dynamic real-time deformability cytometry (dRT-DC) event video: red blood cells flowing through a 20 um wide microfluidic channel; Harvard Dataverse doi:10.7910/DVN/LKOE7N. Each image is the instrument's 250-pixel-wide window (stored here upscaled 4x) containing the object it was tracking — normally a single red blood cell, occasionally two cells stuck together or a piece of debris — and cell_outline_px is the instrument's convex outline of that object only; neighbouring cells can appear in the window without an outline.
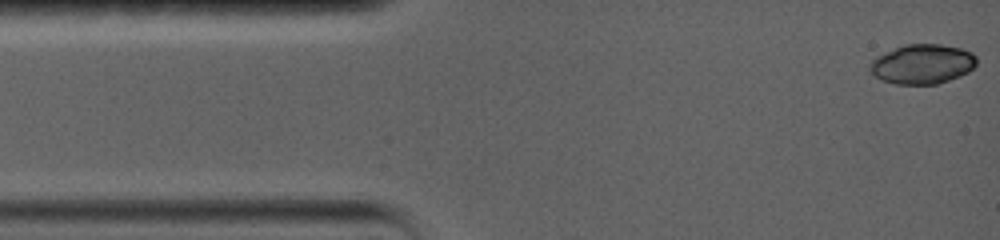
{"species": "common noctule bat (a hibernating species)", "species_latin": "Nyctalus noctula", "temperature_condition": "warm", "stored_images_in_passage": 16, "camera_frame_rate_fps": 5000, "um_per_image_px": 0.085, "animal": {"sex": "female", "body_mass_g": 19.0, "forearm_length_mm": 56.7}, "frame": {"image": 1, "passage_image": 1, "time_ms": 0.0, "image_size_px": [1000, 240], "cell_outline_px": [[976, 64], [968, 72], [960, 76], [936, 84], [896, 84], [880, 80], [868, 68], [868, 64], [876, 56], [904, 44], [940, 44], [960, 48], [972, 52], [976, 56]], "centroid_in_image_um": [78.38, 5.44], "position_along_channel_um": 6.6, "area_um2": 24.68}}
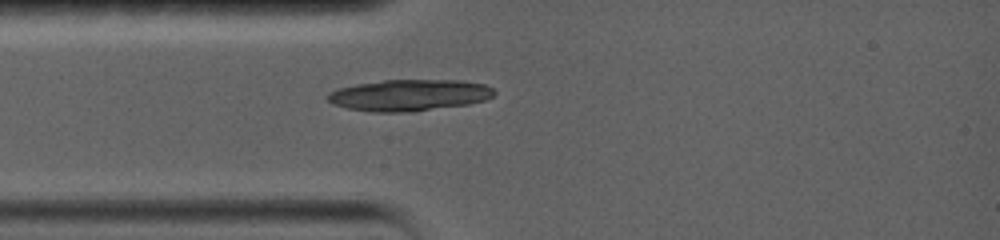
{"frame": {"image": 2, "passage_image": 16, "time_ms": 3.4, "image_size_px": [1000, 240], "cell_outline_px": [[496, 92], [492, 96], [484, 100], [468, 104], [412, 112], [372, 112], [348, 108], [332, 104], [328, 100], [328, 92], [340, 88], [356, 84], [384, 80], [460, 80], [484, 84], [492, 88]], "centroid_in_image_um": [34.78, 8.09], "position_along_channel_um": 50.2, "area_um2": 30.46}}